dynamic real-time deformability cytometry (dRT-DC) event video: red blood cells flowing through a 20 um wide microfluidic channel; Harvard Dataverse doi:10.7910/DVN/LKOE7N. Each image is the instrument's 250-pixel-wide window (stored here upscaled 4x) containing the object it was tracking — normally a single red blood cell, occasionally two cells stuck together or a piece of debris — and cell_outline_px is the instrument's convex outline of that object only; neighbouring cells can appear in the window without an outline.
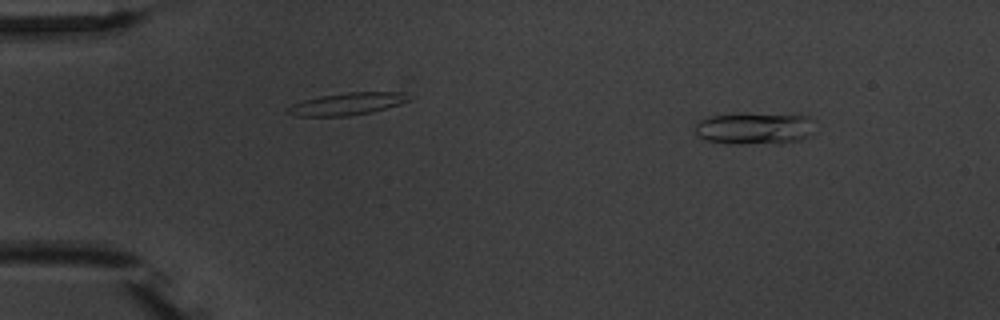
{"species": "common noctule bat (a hibernating species)", "species_latin": "Nyctalus noctula", "temperature_condition": "warm", "stored_images_in_passage": 5, "camera_frame_rate_fps": 3000, "um_per_image_px": 0.085, "animal": {"sex": "male", "body_mass_g": 20.1, "forearm_length_mm": 53.5}, "frame": {"image": 1, "passage_image": 1, "time_ms": 0.0, "image_size_px": [1000, 320], "cell_outline_px": [[808, 120], [804, 136], [800, 140], [780, 144], [736, 144], [704, 140], [696, 132], [696, 124], [700, 120], [712, 116], [736, 112], [808, 116]], "centroid_in_image_um": [63.97, 10.91], "position_along_channel_um": 21.0, "area_um2": 21.85}}